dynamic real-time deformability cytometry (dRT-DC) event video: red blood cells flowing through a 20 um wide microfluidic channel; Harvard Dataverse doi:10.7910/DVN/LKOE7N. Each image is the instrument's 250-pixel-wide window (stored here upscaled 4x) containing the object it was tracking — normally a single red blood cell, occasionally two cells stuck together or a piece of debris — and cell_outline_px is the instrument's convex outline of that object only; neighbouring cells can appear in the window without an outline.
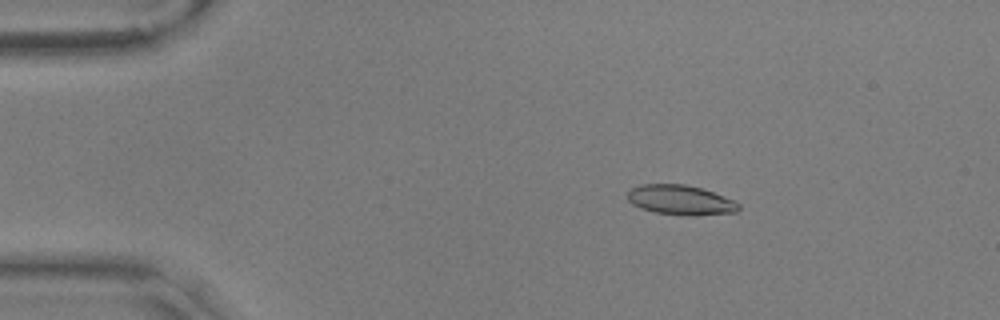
{"species": "common noctule bat (a hibernating species)", "species_latin": "Nyctalus noctula", "temperature_condition": "warm", "stored_images_in_passage": 56, "camera_frame_rate_fps": 3000, "um_per_image_px": 0.085, "animal": {"sex": "male", "body_mass_g": 17.9, "forearm_length_mm": 54.2}, "frame": {"image": 1, "passage_image": 9, "time_ms": 2.667, "image_size_px": [1000, 320], "cell_outline_px": [[740, 208], [736, 212], [692, 216], [684, 216], [656, 212], [640, 208], [632, 204], [628, 200], [628, 192], [632, 188], [640, 184], [684, 184], [700, 188], [712, 192], [732, 200], [740, 204]], "centroid_in_image_um": [57.82, 17.01], "position_along_channel_um": 27.2, "area_um2": 19.19}}
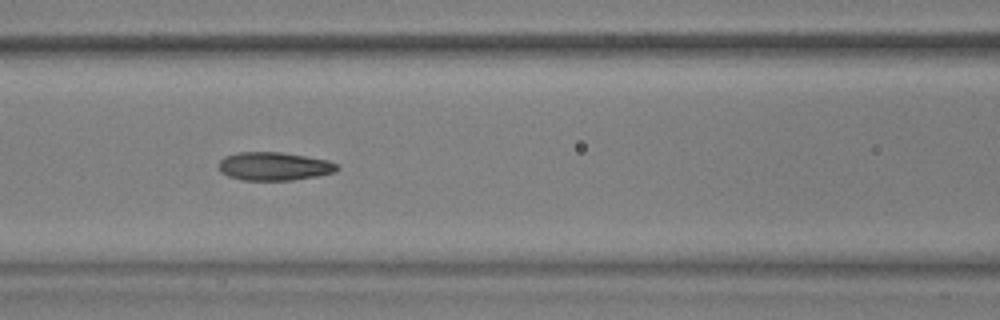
{"frame": {"image": 2, "passage_image": 24, "time_ms": 7.667, "image_size_px": [1000, 320], "cell_outline_px": [[340, 168], [336, 172], [316, 176], [292, 180], [244, 180], [228, 176], [220, 172], [216, 164], [224, 156], [236, 152], [280, 152], [328, 160], [336, 164]], "centroid_in_image_um": [23.25, 14.13], "position_along_channel_um": 143.3, "area_um2": 19.65}}
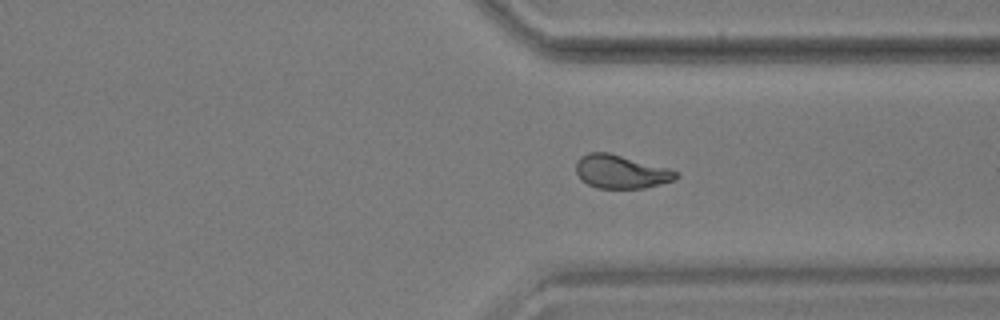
{"frame": {"image": 3, "passage_image": 42, "time_ms": 13.667, "image_size_px": [1000, 320], "cell_outline_px": [[680, 176], [676, 180], [644, 188], [596, 188], [588, 184], [576, 172], [576, 160], [580, 156], [588, 152], [608, 152], [668, 168], [680, 172]], "centroid_in_image_um": [52.81, 14.59], "position_along_channel_um": 358.6, "area_um2": 19.54}, "authors_computed_cell_mechanics": {"area_um2": 19.4786, "velocity_mm_per_s": 3.5912, "shape_relaxation_time_tau1_ms": null, "shape_relaxation_time_tau2_ms": 1.8425, "deformation_change_tau1": null, "deformation_change_tau2": 0.0857}}